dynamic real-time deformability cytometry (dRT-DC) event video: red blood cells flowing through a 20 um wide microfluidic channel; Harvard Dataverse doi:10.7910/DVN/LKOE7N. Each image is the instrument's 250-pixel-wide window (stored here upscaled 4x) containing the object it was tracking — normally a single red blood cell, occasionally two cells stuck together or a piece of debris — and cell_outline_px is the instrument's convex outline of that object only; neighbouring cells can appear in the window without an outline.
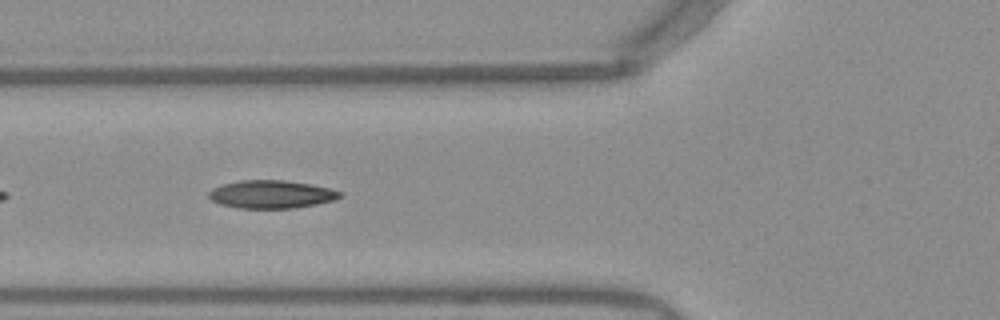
{"species": "Egyptian fruit bat (a non-hibernating species)", "species_latin": "Rousettus aegyptiacus", "temperature_condition": "warm", "stored_images_in_passage": 14, "camera_frame_rate_fps": 3000, "um_per_image_px": 0.085, "frame": {"image": 1, "passage_image": 5, "time_ms": 1.333, "image_size_px": [1000, 320], "cell_outline_px": [[340, 196], [332, 200], [316, 204], [296, 208], [240, 208], [220, 204], [212, 200], [208, 196], [208, 192], [212, 188], [224, 184], [240, 180], [284, 180], [308, 184], [328, 188], [340, 192]], "centroid_in_image_um": [23.0, 16.52], "position_along_channel_um": 102.8, "area_um2": 21.1}}
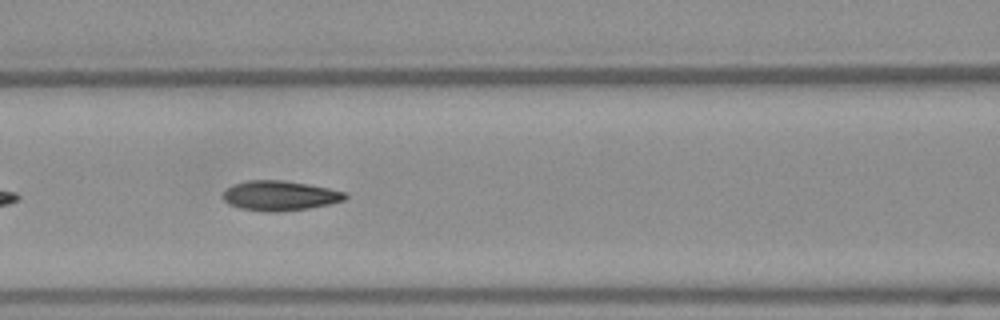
{"frame": {"image": 2, "passage_image": 8, "time_ms": 2.333, "image_size_px": [1000, 320], "cell_outline_px": [[348, 196], [344, 200], [328, 204], [308, 208], [276, 212], [268, 212], [240, 208], [228, 204], [224, 200], [224, 192], [232, 184], [248, 180], [284, 180], [308, 184], [348, 192]], "centroid_in_image_um": [23.8, 16.62], "position_along_channel_um": 142.8, "area_um2": 21.21}}